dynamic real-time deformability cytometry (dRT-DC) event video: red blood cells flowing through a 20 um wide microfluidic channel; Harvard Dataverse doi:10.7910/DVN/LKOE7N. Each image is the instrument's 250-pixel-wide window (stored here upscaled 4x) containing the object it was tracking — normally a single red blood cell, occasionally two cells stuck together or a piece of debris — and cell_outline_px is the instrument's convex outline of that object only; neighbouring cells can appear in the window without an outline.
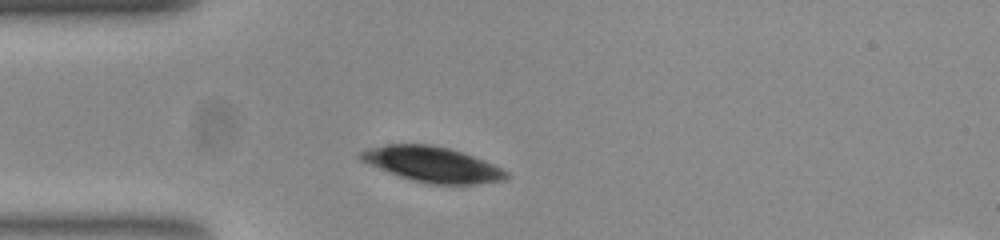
{"species": "common noctule bat (a hibernating species)", "species_latin": "Nyctalus noctula", "temperature_condition": "room temperature", "stored_images_in_passage": 35, "camera_frame_rate_fps": 3000, "um_per_image_px": 0.085, "animal": {"sex": "female", "body_mass_g": 23.0, "forearm_length_mm": 53.4}, "frame": {"image": 1, "passage_image": 1, "time_ms": 0.0, "image_size_px": [1000, 240], "cell_outline_px": [[508, 176], [496, 180], [472, 184], [432, 184], [412, 180], [400, 176], [360, 160], [360, 152], [372, 148], [388, 144], [428, 144], [448, 148], [472, 156], [492, 164], [500, 168]], "centroid_in_image_um": [36.69, 13.96], "position_along_channel_um": 48.3, "area_um2": 28.84}}
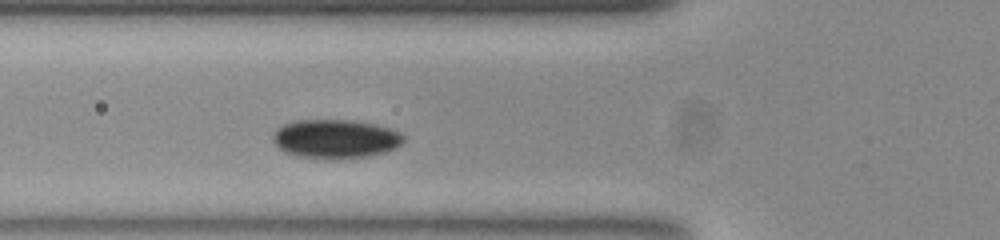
{"frame": {"image": 2, "passage_image": 6, "time_ms": 1.667, "image_size_px": [1000, 240], "cell_outline_px": [[404, 140], [400, 144], [384, 152], [368, 156], [340, 160], [324, 160], [296, 156], [284, 152], [276, 144], [272, 136], [284, 124], [296, 120], [352, 120], [372, 124], [388, 128], [400, 132], [404, 136]], "centroid_in_image_um": [28.5, 11.83], "position_along_channel_um": 97.3, "area_um2": 29.65}}
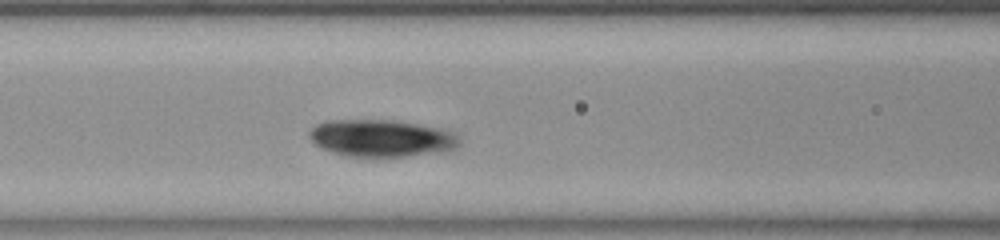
{"frame": {"image": 3, "passage_image": 9, "time_ms": 2.667, "image_size_px": [1000, 240], "cell_outline_px": [[456, 144], [452, 148], [440, 152], [372, 160], [348, 156], [324, 148], [316, 144], [312, 140], [312, 128], [316, 124], [328, 120], [392, 120], [416, 124], [452, 132], [456, 136]], "centroid_in_image_um": [32.36, 11.78], "position_along_channel_um": 134.2, "area_um2": 32.14}}